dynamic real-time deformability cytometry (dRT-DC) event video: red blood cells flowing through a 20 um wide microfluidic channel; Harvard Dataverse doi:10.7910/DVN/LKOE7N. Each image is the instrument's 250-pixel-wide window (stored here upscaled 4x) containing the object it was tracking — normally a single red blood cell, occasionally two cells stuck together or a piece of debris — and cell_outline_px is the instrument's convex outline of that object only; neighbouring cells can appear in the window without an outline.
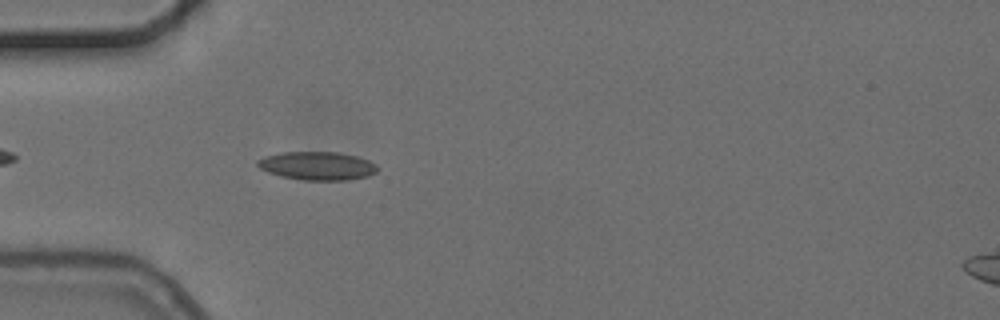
{"species": "common noctule bat (a hibernating species)", "species_latin": "Nyctalus noctula", "temperature_condition": "cold", "stored_images_in_passage": 38, "camera_frame_rate_fps": 3000, "um_per_image_px": 0.085, "animal": {"sex": "female", "body_mass_g": 24.6, "forearm_length_mm": 56.2}, "frame": {"image": 1, "passage_image": 5, "time_ms": 1.333, "image_size_px": [1000, 320], "cell_outline_px": [[380, 168], [376, 172], [368, 176], [348, 180], [304, 180], [280, 176], [268, 172], [260, 168], [256, 164], [256, 160], [264, 156], [284, 152], [340, 152], [356, 156], [368, 160], [376, 164]], "centroid_in_image_um": [26.98, 14.09], "position_along_channel_um": 58.0, "area_um2": 19.94}}
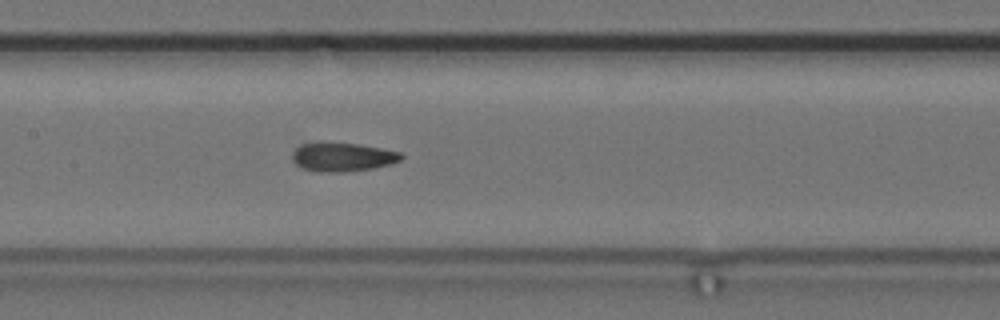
{"frame": {"image": 2, "passage_image": 15, "time_ms": 4.667, "image_size_px": [1000, 320], "cell_outline_px": [[404, 156], [400, 160], [392, 164], [372, 168], [344, 172], [320, 172], [304, 168], [296, 164], [292, 160], [292, 152], [300, 144], [320, 140], [324, 140], [356, 144], [380, 148], [400, 152]], "centroid_in_image_um": [29.07, 13.31], "position_along_channel_um": 178.3, "area_um2": 18.67}}
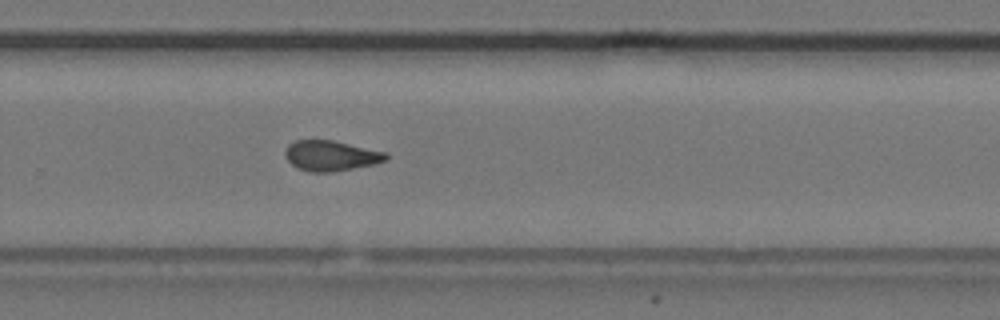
{"frame": {"image": 3, "passage_image": 25, "time_ms": 8.0, "image_size_px": [1000, 320], "cell_outline_px": [[388, 160], [376, 164], [332, 172], [308, 172], [296, 168], [284, 156], [284, 152], [288, 144], [296, 140], [332, 140], [388, 152]], "centroid_in_image_um": [28.14, 13.24], "position_along_channel_um": 301.7, "area_um2": 18.09}, "authors_computed_cell_mechanics": {"area_um2": 18.2937, "velocity_mm_per_s": 3.7316, "shape_relaxation_time_tau1_ms": null, "shape_relaxation_time_tau2_ms": 4.4106, "deformation_change_tau1": null, "deformation_change_tau2": 0.1004}}